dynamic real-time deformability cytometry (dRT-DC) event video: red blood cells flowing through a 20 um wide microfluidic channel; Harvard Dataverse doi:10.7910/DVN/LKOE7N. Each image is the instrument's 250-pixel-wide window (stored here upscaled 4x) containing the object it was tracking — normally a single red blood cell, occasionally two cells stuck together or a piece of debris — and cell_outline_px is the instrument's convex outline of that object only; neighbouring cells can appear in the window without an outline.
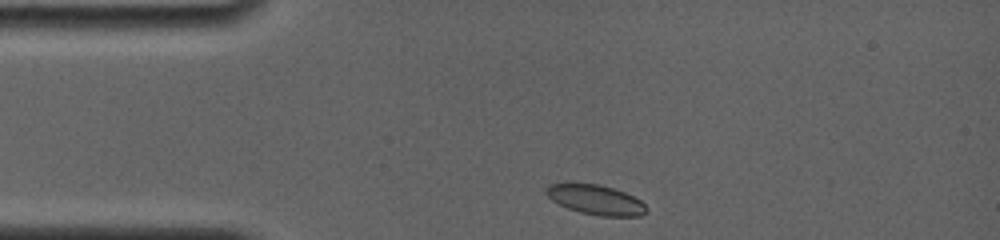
{"species": "common noctule bat (a hibernating species)", "species_latin": "Nyctalus noctula", "temperature_condition": "room temperature", "stored_images_in_passage": 32, "camera_frame_rate_fps": 4000, "um_per_image_px": 0.085, "animal": {"sex": "female", "body_mass_g": 19.0, "forearm_length_mm": 56.7}, "frame": {"image": 1, "passage_image": 1, "time_ms": 0.0, "image_size_px": [1000, 240], "cell_outline_px": [[648, 208], [640, 216], [600, 216], [580, 212], [568, 208], [552, 200], [544, 192], [544, 188], [548, 184], [568, 180], [600, 184], [624, 192], [640, 200]], "centroid_in_image_um": [50.54, 16.92], "position_along_channel_um": 34.5, "area_um2": 17.92}}
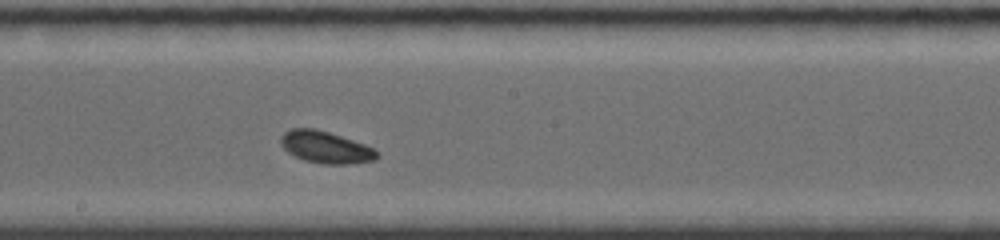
{"frame": {"image": 2, "passage_image": 19, "time_ms": 5.75, "image_size_px": [1000, 240], "cell_outline_px": [[380, 156], [376, 160], [352, 164], [324, 164], [304, 160], [288, 152], [280, 144], [280, 136], [284, 132], [292, 128], [316, 128], [376, 148], [380, 152]], "centroid_in_image_um": [27.72, 12.52], "position_along_channel_um": 220.5, "area_um2": 18.09}}
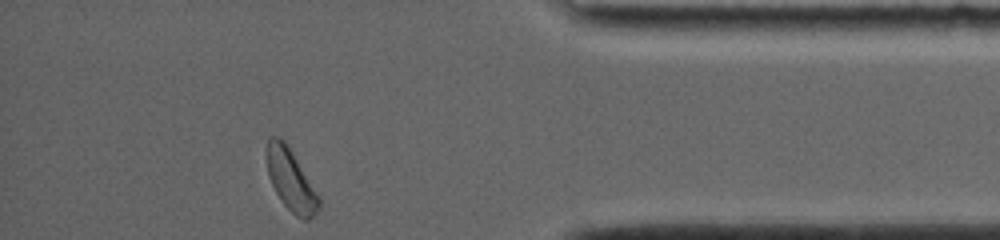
{"frame": {"image": 3, "passage_image": 32, "time_ms": 11.25, "image_size_px": [1000, 240], "cell_outline_px": [[320, 208], [308, 220], [304, 220], [296, 216], [280, 200], [268, 176], [264, 156], [268, 136], [280, 136], [284, 140], [292, 152], [320, 196]], "centroid_in_image_um": [24.68, 15.25], "position_along_channel_um": 410.5, "area_um2": 19.02}, "authors_computed_cell_mechanics": {"area_um2": 17.8313, "velocity_mm_per_s": 3.7804, "shape_relaxation_time_tau1_ms": 0.952, "shape_relaxation_time_tau2_ms": 3.2824, "deformation_change_tau1": 0.0767, "deformation_change_tau2": 0.0615}}